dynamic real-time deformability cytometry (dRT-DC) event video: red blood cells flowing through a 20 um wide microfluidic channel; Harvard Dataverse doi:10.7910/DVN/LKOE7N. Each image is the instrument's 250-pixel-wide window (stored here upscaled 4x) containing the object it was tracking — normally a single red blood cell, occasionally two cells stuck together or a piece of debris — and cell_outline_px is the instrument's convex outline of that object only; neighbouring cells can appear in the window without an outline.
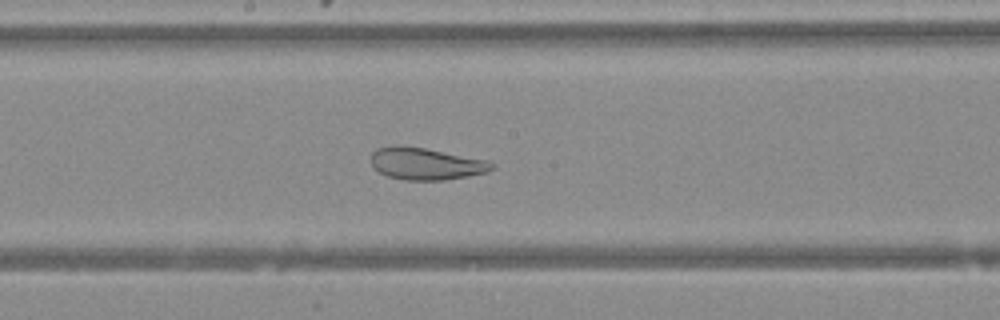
{"species": "Egyptian fruit bat (a non-hibernating species)", "species_latin": "Rousettus aegyptiacus", "temperature_condition": "warm", "stored_images_in_passage": 49, "camera_frame_rate_fps": 3000, "um_per_image_px": 0.085, "animal": {"sex": "female"}, "frame": {"image": 1, "passage_image": 26, "time_ms": 8.333, "image_size_px": [1000, 320], "cell_outline_px": [[496, 168], [488, 172], [468, 176], [444, 180], [404, 180], [388, 176], [380, 172], [372, 164], [372, 152], [376, 148], [396, 144], [424, 148], [488, 160], [496, 164]], "centroid_in_image_um": [36.24, 13.91], "position_along_channel_um": 212.0, "area_um2": 22.66}}
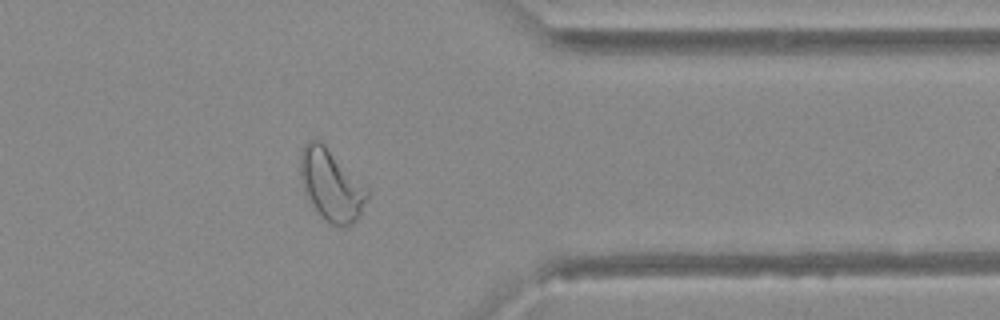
{"frame": {"image": 2, "passage_image": 39, "time_ms": 12.667, "image_size_px": [1000, 320], "cell_outline_px": [[368, 196], [356, 220], [352, 224], [344, 228], [340, 228], [324, 220], [320, 216], [304, 192], [300, 176], [300, 152], [304, 144], [308, 140], [320, 140], [368, 188]], "centroid_in_image_um": [28.13, 15.74], "position_along_channel_um": 383.3, "area_um2": 27.8}}
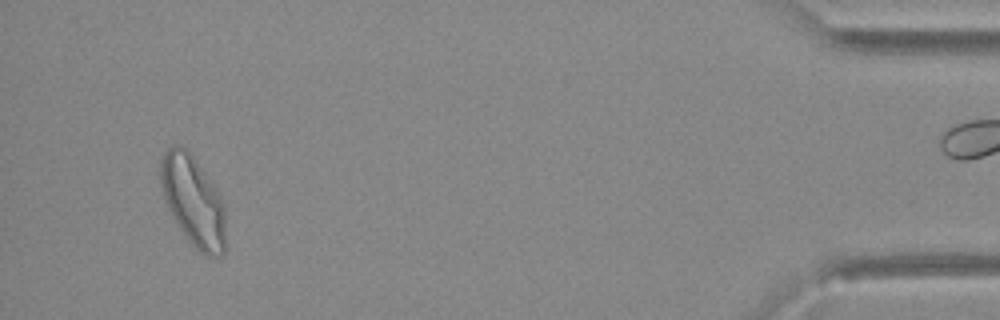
{"frame": {"image": 3, "passage_image": 46, "time_ms": 15.0, "image_size_px": [1000, 320], "cell_outline_px": [[228, 248], [220, 256], [208, 256], [200, 252], [188, 240], [172, 216], [168, 208], [164, 196], [160, 180], [160, 160], [164, 152], [168, 148], [176, 144], [180, 144], [188, 148], [216, 188], [220, 196], [224, 208]], "centroid_in_image_um": [16.45, 17.08], "position_along_channel_um": 418.8, "area_um2": 34.68}}